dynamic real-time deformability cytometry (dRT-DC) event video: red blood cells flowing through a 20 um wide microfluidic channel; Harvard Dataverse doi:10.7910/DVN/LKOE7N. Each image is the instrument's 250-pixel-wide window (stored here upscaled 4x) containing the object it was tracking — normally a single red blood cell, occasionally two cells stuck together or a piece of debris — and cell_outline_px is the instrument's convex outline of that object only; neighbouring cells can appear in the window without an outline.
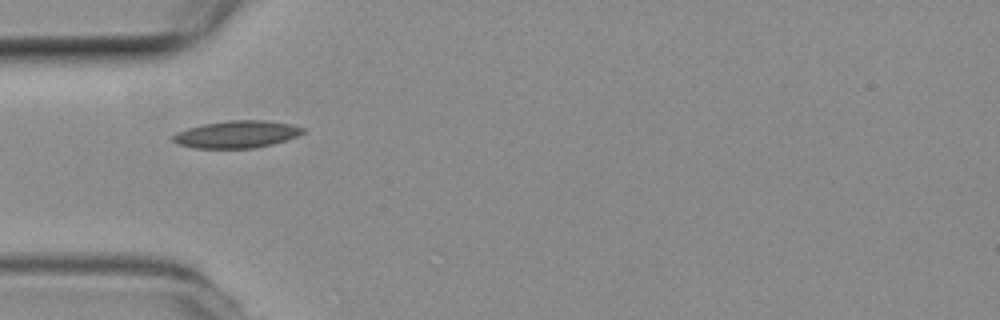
{"species": "common noctule bat (a hibernating species)", "species_latin": "Nyctalus noctula", "temperature_condition": "room temperature", "stored_images_in_passage": 1, "camera_frame_rate_fps": 3000, "um_per_image_px": 0.085, "animal": {"sex": "female", "body_mass_g": 19.3, "forearm_length_mm": 54.1}, "frame": {"image": 1, "passage_image": 1, "time_ms": 0.0, "image_size_px": [1000, 320], "cell_outline_px": [[304, 132], [296, 136], [272, 144], [252, 148], [196, 148], [176, 144], [172, 140], [172, 136], [176, 132], [188, 128], [204, 124], [228, 120], [264, 120], [292, 124], [304, 128]], "centroid_in_image_um": [20.09, 11.41], "position_along_channel_um": 64.9, "area_um2": 20.52}}